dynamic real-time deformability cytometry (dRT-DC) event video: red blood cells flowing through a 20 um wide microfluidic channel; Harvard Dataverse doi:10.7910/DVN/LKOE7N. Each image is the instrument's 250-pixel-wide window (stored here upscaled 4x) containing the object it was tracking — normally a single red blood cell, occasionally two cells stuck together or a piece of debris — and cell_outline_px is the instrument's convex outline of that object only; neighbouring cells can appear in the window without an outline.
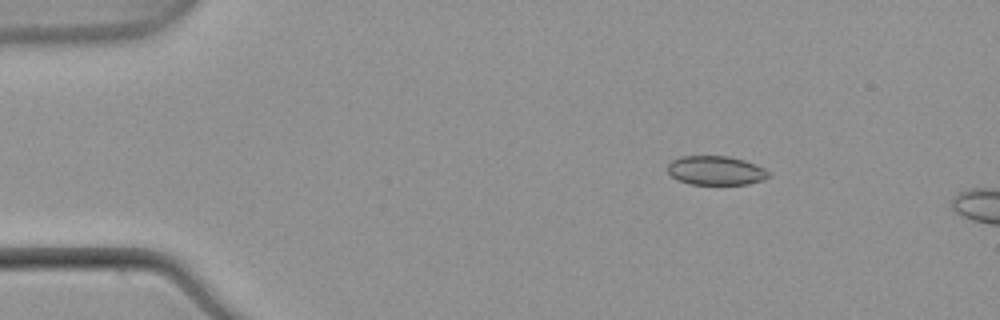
{"species": "common noctule bat (a hibernating species)", "species_latin": "Nyctalus noctula", "temperature_condition": "warm", "stored_images_in_passage": 14, "camera_frame_rate_fps": 3000, "um_per_image_px": 0.085, "animal": {"sex": "male", "body_mass_g": 21.5, "forearm_length_mm": 52.0}, "frame": {"image": 1, "passage_image": 7, "time_ms": 2.0, "image_size_px": [1000, 320], "cell_outline_px": [[772, 176], [764, 180], [748, 184], [688, 184], [676, 180], [668, 172], [668, 164], [672, 160], [680, 156], [728, 156], [744, 160], [764, 168]], "centroid_in_image_um": [60.84, 14.5], "position_along_channel_um": 24.2, "area_um2": 17.22}}